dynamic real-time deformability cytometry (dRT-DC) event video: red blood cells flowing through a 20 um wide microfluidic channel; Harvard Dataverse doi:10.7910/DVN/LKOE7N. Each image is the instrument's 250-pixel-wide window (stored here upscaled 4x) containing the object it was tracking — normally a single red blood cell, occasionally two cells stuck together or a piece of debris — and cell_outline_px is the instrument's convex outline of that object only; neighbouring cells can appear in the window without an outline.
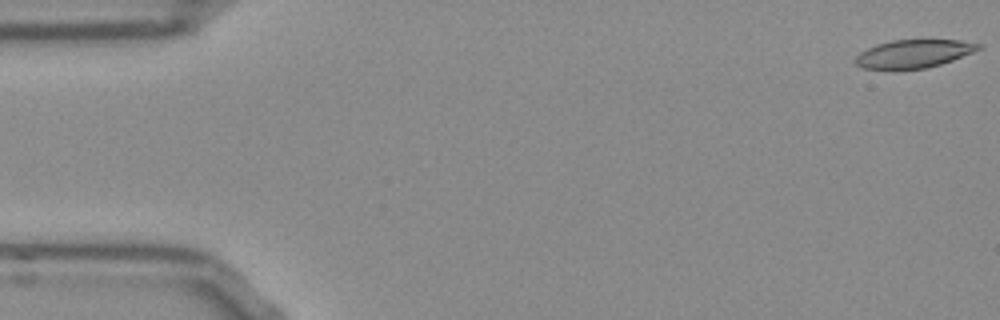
{"species": "Egyptian fruit bat (a non-hibernating species)", "species_latin": "Rousettus aegyptiacus", "temperature_condition": "room temperature", "stored_images_in_passage": 8, "camera_frame_rate_fps": 3000, "um_per_image_px": 0.085, "frame": {"image": 1, "passage_image": 1, "time_ms": 0.0, "image_size_px": [1000, 320], "cell_outline_px": [[984, 44], [980, 48], [972, 52], [952, 60], [928, 68], [864, 68], [856, 64], [852, 60], [860, 52], [876, 44], [892, 40], [960, 40]], "centroid_in_image_um": [77.66, 4.55], "position_along_channel_um": 7.3, "area_um2": 19.88}}